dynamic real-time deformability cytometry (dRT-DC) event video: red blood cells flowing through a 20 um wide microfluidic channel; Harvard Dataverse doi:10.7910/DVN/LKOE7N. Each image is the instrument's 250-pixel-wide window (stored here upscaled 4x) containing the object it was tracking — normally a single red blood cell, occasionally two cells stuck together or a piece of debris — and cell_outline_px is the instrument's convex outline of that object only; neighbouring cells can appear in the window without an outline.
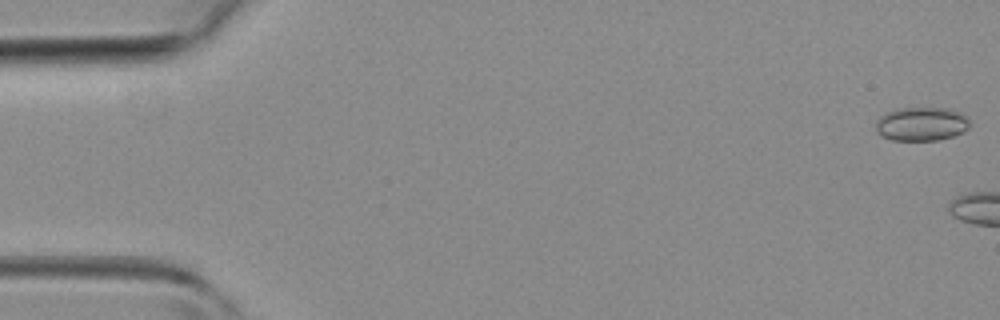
{"species": "common noctule bat (a hibernating species)", "species_latin": "Nyctalus noctula", "temperature_condition": "room temperature", "stored_images_in_passage": 10, "camera_frame_rate_fps": 3000, "um_per_image_px": 0.085, "animal": {"sex": "female", "body_mass_g": 19.3, "forearm_length_mm": 54.1}, "frame": {"image": 1, "passage_image": 1, "time_ms": 0.0, "image_size_px": [1000, 320], "cell_outline_px": [[972, 124], [964, 132], [952, 136], [936, 140], [892, 140], [876, 132], [876, 120], [884, 112], [896, 108], [948, 108], [960, 112], [968, 116]], "centroid_in_image_um": [78.35, 10.52], "position_along_channel_um": 6.7, "area_um2": 18.79}}